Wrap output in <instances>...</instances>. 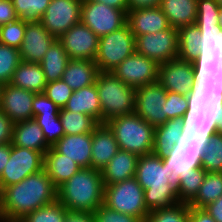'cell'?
Returning a JSON list of instances; mask_svg holds the SVG:
<instances>
[{
  "label": "cell",
  "instance_id": "53",
  "mask_svg": "<svg viewBox=\"0 0 222 222\" xmlns=\"http://www.w3.org/2000/svg\"><path fill=\"white\" fill-rule=\"evenodd\" d=\"M64 222H95V220L91 212L67 210Z\"/></svg>",
  "mask_w": 222,
  "mask_h": 222
},
{
  "label": "cell",
  "instance_id": "34",
  "mask_svg": "<svg viewBox=\"0 0 222 222\" xmlns=\"http://www.w3.org/2000/svg\"><path fill=\"white\" fill-rule=\"evenodd\" d=\"M222 196V172H207L196 197L188 204L203 208Z\"/></svg>",
  "mask_w": 222,
  "mask_h": 222
},
{
  "label": "cell",
  "instance_id": "15",
  "mask_svg": "<svg viewBox=\"0 0 222 222\" xmlns=\"http://www.w3.org/2000/svg\"><path fill=\"white\" fill-rule=\"evenodd\" d=\"M82 0H51L40 22L57 39L81 22Z\"/></svg>",
  "mask_w": 222,
  "mask_h": 222
},
{
  "label": "cell",
  "instance_id": "7",
  "mask_svg": "<svg viewBox=\"0 0 222 222\" xmlns=\"http://www.w3.org/2000/svg\"><path fill=\"white\" fill-rule=\"evenodd\" d=\"M217 51L212 36L196 24L178 28V59L203 67L216 66Z\"/></svg>",
  "mask_w": 222,
  "mask_h": 222
},
{
  "label": "cell",
  "instance_id": "10",
  "mask_svg": "<svg viewBox=\"0 0 222 222\" xmlns=\"http://www.w3.org/2000/svg\"><path fill=\"white\" fill-rule=\"evenodd\" d=\"M43 164L44 155L41 152L10 143V157L0 175V192L5 187L19 183L29 175L40 172Z\"/></svg>",
  "mask_w": 222,
  "mask_h": 222
},
{
  "label": "cell",
  "instance_id": "13",
  "mask_svg": "<svg viewBox=\"0 0 222 222\" xmlns=\"http://www.w3.org/2000/svg\"><path fill=\"white\" fill-rule=\"evenodd\" d=\"M167 91L157 81L135 89V113L154 128L167 121Z\"/></svg>",
  "mask_w": 222,
  "mask_h": 222
},
{
  "label": "cell",
  "instance_id": "3",
  "mask_svg": "<svg viewBox=\"0 0 222 222\" xmlns=\"http://www.w3.org/2000/svg\"><path fill=\"white\" fill-rule=\"evenodd\" d=\"M57 200L68 211L93 213L104 202L101 171L95 168H81L57 188Z\"/></svg>",
  "mask_w": 222,
  "mask_h": 222
},
{
  "label": "cell",
  "instance_id": "30",
  "mask_svg": "<svg viewBox=\"0 0 222 222\" xmlns=\"http://www.w3.org/2000/svg\"><path fill=\"white\" fill-rule=\"evenodd\" d=\"M9 84L35 93H43L47 82L40 63L21 61Z\"/></svg>",
  "mask_w": 222,
  "mask_h": 222
},
{
  "label": "cell",
  "instance_id": "33",
  "mask_svg": "<svg viewBox=\"0 0 222 222\" xmlns=\"http://www.w3.org/2000/svg\"><path fill=\"white\" fill-rule=\"evenodd\" d=\"M182 119H169L154 128L153 154L163 155L170 150L181 136Z\"/></svg>",
  "mask_w": 222,
  "mask_h": 222
},
{
  "label": "cell",
  "instance_id": "55",
  "mask_svg": "<svg viewBox=\"0 0 222 222\" xmlns=\"http://www.w3.org/2000/svg\"><path fill=\"white\" fill-rule=\"evenodd\" d=\"M161 0H127L128 10L159 7Z\"/></svg>",
  "mask_w": 222,
  "mask_h": 222
},
{
  "label": "cell",
  "instance_id": "1",
  "mask_svg": "<svg viewBox=\"0 0 222 222\" xmlns=\"http://www.w3.org/2000/svg\"><path fill=\"white\" fill-rule=\"evenodd\" d=\"M57 200V188L42 169L0 192V222H18Z\"/></svg>",
  "mask_w": 222,
  "mask_h": 222
},
{
  "label": "cell",
  "instance_id": "14",
  "mask_svg": "<svg viewBox=\"0 0 222 222\" xmlns=\"http://www.w3.org/2000/svg\"><path fill=\"white\" fill-rule=\"evenodd\" d=\"M218 66L204 67L193 79L187 96L188 108L182 119L181 135L191 136L198 121L207 89L219 77Z\"/></svg>",
  "mask_w": 222,
  "mask_h": 222
},
{
  "label": "cell",
  "instance_id": "28",
  "mask_svg": "<svg viewBox=\"0 0 222 222\" xmlns=\"http://www.w3.org/2000/svg\"><path fill=\"white\" fill-rule=\"evenodd\" d=\"M98 73L95 61L70 59L61 79L75 91L94 84Z\"/></svg>",
  "mask_w": 222,
  "mask_h": 222
},
{
  "label": "cell",
  "instance_id": "40",
  "mask_svg": "<svg viewBox=\"0 0 222 222\" xmlns=\"http://www.w3.org/2000/svg\"><path fill=\"white\" fill-rule=\"evenodd\" d=\"M145 222H189V205L178 203L168 208L150 211Z\"/></svg>",
  "mask_w": 222,
  "mask_h": 222
},
{
  "label": "cell",
  "instance_id": "26",
  "mask_svg": "<svg viewBox=\"0 0 222 222\" xmlns=\"http://www.w3.org/2000/svg\"><path fill=\"white\" fill-rule=\"evenodd\" d=\"M64 109L89 115L102 124V109L95 83L73 91Z\"/></svg>",
  "mask_w": 222,
  "mask_h": 222
},
{
  "label": "cell",
  "instance_id": "9",
  "mask_svg": "<svg viewBox=\"0 0 222 222\" xmlns=\"http://www.w3.org/2000/svg\"><path fill=\"white\" fill-rule=\"evenodd\" d=\"M135 52V36L126 23L120 29L99 37L95 58L100 72H111L125 58Z\"/></svg>",
  "mask_w": 222,
  "mask_h": 222
},
{
  "label": "cell",
  "instance_id": "45",
  "mask_svg": "<svg viewBox=\"0 0 222 222\" xmlns=\"http://www.w3.org/2000/svg\"><path fill=\"white\" fill-rule=\"evenodd\" d=\"M73 90L62 79L48 82L44 94L58 107L64 108Z\"/></svg>",
  "mask_w": 222,
  "mask_h": 222
},
{
  "label": "cell",
  "instance_id": "25",
  "mask_svg": "<svg viewBox=\"0 0 222 222\" xmlns=\"http://www.w3.org/2000/svg\"><path fill=\"white\" fill-rule=\"evenodd\" d=\"M43 169L58 188L69 180L81 167L74 160L59 153L54 147H50L44 154Z\"/></svg>",
  "mask_w": 222,
  "mask_h": 222
},
{
  "label": "cell",
  "instance_id": "54",
  "mask_svg": "<svg viewBox=\"0 0 222 222\" xmlns=\"http://www.w3.org/2000/svg\"><path fill=\"white\" fill-rule=\"evenodd\" d=\"M216 222H222V196L203 207Z\"/></svg>",
  "mask_w": 222,
  "mask_h": 222
},
{
  "label": "cell",
  "instance_id": "49",
  "mask_svg": "<svg viewBox=\"0 0 222 222\" xmlns=\"http://www.w3.org/2000/svg\"><path fill=\"white\" fill-rule=\"evenodd\" d=\"M216 133L217 127L195 126L187 144L207 145Z\"/></svg>",
  "mask_w": 222,
  "mask_h": 222
},
{
  "label": "cell",
  "instance_id": "47",
  "mask_svg": "<svg viewBox=\"0 0 222 222\" xmlns=\"http://www.w3.org/2000/svg\"><path fill=\"white\" fill-rule=\"evenodd\" d=\"M95 222H141L138 218L100 205L93 213Z\"/></svg>",
  "mask_w": 222,
  "mask_h": 222
},
{
  "label": "cell",
  "instance_id": "21",
  "mask_svg": "<svg viewBox=\"0 0 222 222\" xmlns=\"http://www.w3.org/2000/svg\"><path fill=\"white\" fill-rule=\"evenodd\" d=\"M126 23L134 36L154 34L170 27L160 7L128 10Z\"/></svg>",
  "mask_w": 222,
  "mask_h": 222
},
{
  "label": "cell",
  "instance_id": "56",
  "mask_svg": "<svg viewBox=\"0 0 222 222\" xmlns=\"http://www.w3.org/2000/svg\"><path fill=\"white\" fill-rule=\"evenodd\" d=\"M10 157V143L0 144V175L6 166Z\"/></svg>",
  "mask_w": 222,
  "mask_h": 222
},
{
  "label": "cell",
  "instance_id": "2",
  "mask_svg": "<svg viewBox=\"0 0 222 222\" xmlns=\"http://www.w3.org/2000/svg\"><path fill=\"white\" fill-rule=\"evenodd\" d=\"M134 178L144 189L145 205L150 211L179 203L177 192L168 183L167 165L160 155L139 156Z\"/></svg>",
  "mask_w": 222,
  "mask_h": 222
},
{
  "label": "cell",
  "instance_id": "43",
  "mask_svg": "<svg viewBox=\"0 0 222 222\" xmlns=\"http://www.w3.org/2000/svg\"><path fill=\"white\" fill-rule=\"evenodd\" d=\"M51 0H12L19 18L27 21H40Z\"/></svg>",
  "mask_w": 222,
  "mask_h": 222
},
{
  "label": "cell",
  "instance_id": "4",
  "mask_svg": "<svg viewBox=\"0 0 222 222\" xmlns=\"http://www.w3.org/2000/svg\"><path fill=\"white\" fill-rule=\"evenodd\" d=\"M95 84L102 109V124L111 118L135 113V88L112 72L99 71Z\"/></svg>",
  "mask_w": 222,
  "mask_h": 222
},
{
  "label": "cell",
  "instance_id": "19",
  "mask_svg": "<svg viewBox=\"0 0 222 222\" xmlns=\"http://www.w3.org/2000/svg\"><path fill=\"white\" fill-rule=\"evenodd\" d=\"M56 40L40 21H27L19 49L21 61L39 63Z\"/></svg>",
  "mask_w": 222,
  "mask_h": 222
},
{
  "label": "cell",
  "instance_id": "11",
  "mask_svg": "<svg viewBox=\"0 0 222 222\" xmlns=\"http://www.w3.org/2000/svg\"><path fill=\"white\" fill-rule=\"evenodd\" d=\"M128 9H116L104 3L82 0L81 22L98 37L123 27L127 22Z\"/></svg>",
  "mask_w": 222,
  "mask_h": 222
},
{
  "label": "cell",
  "instance_id": "51",
  "mask_svg": "<svg viewBox=\"0 0 222 222\" xmlns=\"http://www.w3.org/2000/svg\"><path fill=\"white\" fill-rule=\"evenodd\" d=\"M18 18L12 0H0V26L16 21Z\"/></svg>",
  "mask_w": 222,
  "mask_h": 222
},
{
  "label": "cell",
  "instance_id": "57",
  "mask_svg": "<svg viewBox=\"0 0 222 222\" xmlns=\"http://www.w3.org/2000/svg\"><path fill=\"white\" fill-rule=\"evenodd\" d=\"M218 21H219V29L212 36V42L217 48L222 46V6H219Z\"/></svg>",
  "mask_w": 222,
  "mask_h": 222
},
{
  "label": "cell",
  "instance_id": "29",
  "mask_svg": "<svg viewBox=\"0 0 222 222\" xmlns=\"http://www.w3.org/2000/svg\"><path fill=\"white\" fill-rule=\"evenodd\" d=\"M162 12L170 27L194 25L197 19V0H161Z\"/></svg>",
  "mask_w": 222,
  "mask_h": 222
},
{
  "label": "cell",
  "instance_id": "36",
  "mask_svg": "<svg viewBox=\"0 0 222 222\" xmlns=\"http://www.w3.org/2000/svg\"><path fill=\"white\" fill-rule=\"evenodd\" d=\"M219 5L215 0H197L196 25L213 36L219 29Z\"/></svg>",
  "mask_w": 222,
  "mask_h": 222
},
{
  "label": "cell",
  "instance_id": "32",
  "mask_svg": "<svg viewBox=\"0 0 222 222\" xmlns=\"http://www.w3.org/2000/svg\"><path fill=\"white\" fill-rule=\"evenodd\" d=\"M69 60L63 44L57 39L39 62L44 72L46 82L60 80Z\"/></svg>",
  "mask_w": 222,
  "mask_h": 222
},
{
  "label": "cell",
  "instance_id": "20",
  "mask_svg": "<svg viewBox=\"0 0 222 222\" xmlns=\"http://www.w3.org/2000/svg\"><path fill=\"white\" fill-rule=\"evenodd\" d=\"M35 94V92L12 86L9 83L3 85L0 109L14 124L34 119L32 102Z\"/></svg>",
  "mask_w": 222,
  "mask_h": 222
},
{
  "label": "cell",
  "instance_id": "46",
  "mask_svg": "<svg viewBox=\"0 0 222 222\" xmlns=\"http://www.w3.org/2000/svg\"><path fill=\"white\" fill-rule=\"evenodd\" d=\"M165 104L167 120L181 118L188 108L187 96L167 91Z\"/></svg>",
  "mask_w": 222,
  "mask_h": 222
},
{
  "label": "cell",
  "instance_id": "39",
  "mask_svg": "<svg viewBox=\"0 0 222 222\" xmlns=\"http://www.w3.org/2000/svg\"><path fill=\"white\" fill-rule=\"evenodd\" d=\"M201 167L206 172H222V134L216 133L207 143Z\"/></svg>",
  "mask_w": 222,
  "mask_h": 222
},
{
  "label": "cell",
  "instance_id": "52",
  "mask_svg": "<svg viewBox=\"0 0 222 222\" xmlns=\"http://www.w3.org/2000/svg\"><path fill=\"white\" fill-rule=\"evenodd\" d=\"M189 222H216L203 208L189 206Z\"/></svg>",
  "mask_w": 222,
  "mask_h": 222
},
{
  "label": "cell",
  "instance_id": "31",
  "mask_svg": "<svg viewBox=\"0 0 222 222\" xmlns=\"http://www.w3.org/2000/svg\"><path fill=\"white\" fill-rule=\"evenodd\" d=\"M196 126L217 127L222 113V78L219 76L207 89Z\"/></svg>",
  "mask_w": 222,
  "mask_h": 222
},
{
  "label": "cell",
  "instance_id": "42",
  "mask_svg": "<svg viewBox=\"0 0 222 222\" xmlns=\"http://www.w3.org/2000/svg\"><path fill=\"white\" fill-rule=\"evenodd\" d=\"M21 62L19 49L0 43V83H10L15 69Z\"/></svg>",
  "mask_w": 222,
  "mask_h": 222
},
{
  "label": "cell",
  "instance_id": "48",
  "mask_svg": "<svg viewBox=\"0 0 222 222\" xmlns=\"http://www.w3.org/2000/svg\"><path fill=\"white\" fill-rule=\"evenodd\" d=\"M32 111H33V116L37 114H44V115L59 114L60 107H58L43 92L35 94L32 102Z\"/></svg>",
  "mask_w": 222,
  "mask_h": 222
},
{
  "label": "cell",
  "instance_id": "18",
  "mask_svg": "<svg viewBox=\"0 0 222 222\" xmlns=\"http://www.w3.org/2000/svg\"><path fill=\"white\" fill-rule=\"evenodd\" d=\"M58 40L63 44L69 59L95 60L99 37L82 22L71 27Z\"/></svg>",
  "mask_w": 222,
  "mask_h": 222
},
{
  "label": "cell",
  "instance_id": "6",
  "mask_svg": "<svg viewBox=\"0 0 222 222\" xmlns=\"http://www.w3.org/2000/svg\"><path fill=\"white\" fill-rule=\"evenodd\" d=\"M104 205L119 213L134 216L145 222L150 210L144 201V189L135 178L104 185Z\"/></svg>",
  "mask_w": 222,
  "mask_h": 222
},
{
  "label": "cell",
  "instance_id": "59",
  "mask_svg": "<svg viewBox=\"0 0 222 222\" xmlns=\"http://www.w3.org/2000/svg\"><path fill=\"white\" fill-rule=\"evenodd\" d=\"M217 66L219 68V75L222 78V46L217 51Z\"/></svg>",
  "mask_w": 222,
  "mask_h": 222
},
{
  "label": "cell",
  "instance_id": "38",
  "mask_svg": "<svg viewBox=\"0 0 222 222\" xmlns=\"http://www.w3.org/2000/svg\"><path fill=\"white\" fill-rule=\"evenodd\" d=\"M67 209L58 201L42 206L18 222H64Z\"/></svg>",
  "mask_w": 222,
  "mask_h": 222
},
{
  "label": "cell",
  "instance_id": "37",
  "mask_svg": "<svg viewBox=\"0 0 222 222\" xmlns=\"http://www.w3.org/2000/svg\"><path fill=\"white\" fill-rule=\"evenodd\" d=\"M206 173L201 167L191 169L189 173L180 176L179 191L177 193L180 203L189 204L196 197Z\"/></svg>",
  "mask_w": 222,
  "mask_h": 222
},
{
  "label": "cell",
  "instance_id": "58",
  "mask_svg": "<svg viewBox=\"0 0 222 222\" xmlns=\"http://www.w3.org/2000/svg\"><path fill=\"white\" fill-rule=\"evenodd\" d=\"M93 2L104 3L110 7H114L116 9H128L127 0H87Z\"/></svg>",
  "mask_w": 222,
  "mask_h": 222
},
{
  "label": "cell",
  "instance_id": "22",
  "mask_svg": "<svg viewBox=\"0 0 222 222\" xmlns=\"http://www.w3.org/2000/svg\"><path fill=\"white\" fill-rule=\"evenodd\" d=\"M114 134L103 123L92 132L91 168L102 170L119 151Z\"/></svg>",
  "mask_w": 222,
  "mask_h": 222
},
{
  "label": "cell",
  "instance_id": "41",
  "mask_svg": "<svg viewBox=\"0 0 222 222\" xmlns=\"http://www.w3.org/2000/svg\"><path fill=\"white\" fill-rule=\"evenodd\" d=\"M34 119L42 129L49 147H53L65 135L59 114H37Z\"/></svg>",
  "mask_w": 222,
  "mask_h": 222
},
{
  "label": "cell",
  "instance_id": "62",
  "mask_svg": "<svg viewBox=\"0 0 222 222\" xmlns=\"http://www.w3.org/2000/svg\"><path fill=\"white\" fill-rule=\"evenodd\" d=\"M219 6H222V0H215Z\"/></svg>",
  "mask_w": 222,
  "mask_h": 222
},
{
  "label": "cell",
  "instance_id": "44",
  "mask_svg": "<svg viewBox=\"0 0 222 222\" xmlns=\"http://www.w3.org/2000/svg\"><path fill=\"white\" fill-rule=\"evenodd\" d=\"M26 25L27 20L18 18L16 21L0 26V43L20 49L24 39Z\"/></svg>",
  "mask_w": 222,
  "mask_h": 222
},
{
  "label": "cell",
  "instance_id": "35",
  "mask_svg": "<svg viewBox=\"0 0 222 222\" xmlns=\"http://www.w3.org/2000/svg\"><path fill=\"white\" fill-rule=\"evenodd\" d=\"M59 118L64 132L67 135L92 133L99 125V123L89 115L71 112L64 108H60Z\"/></svg>",
  "mask_w": 222,
  "mask_h": 222
},
{
  "label": "cell",
  "instance_id": "27",
  "mask_svg": "<svg viewBox=\"0 0 222 222\" xmlns=\"http://www.w3.org/2000/svg\"><path fill=\"white\" fill-rule=\"evenodd\" d=\"M12 145L37 150L43 155L50 148L46 144L42 129L35 119L25 120L13 125Z\"/></svg>",
  "mask_w": 222,
  "mask_h": 222
},
{
  "label": "cell",
  "instance_id": "16",
  "mask_svg": "<svg viewBox=\"0 0 222 222\" xmlns=\"http://www.w3.org/2000/svg\"><path fill=\"white\" fill-rule=\"evenodd\" d=\"M204 67L191 61L180 59L159 64L158 82L166 91L187 95L194 77Z\"/></svg>",
  "mask_w": 222,
  "mask_h": 222
},
{
  "label": "cell",
  "instance_id": "60",
  "mask_svg": "<svg viewBox=\"0 0 222 222\" xmlns=\"http://www.w3.org/2000/svg\"><path fill=\"white\" fill-rule=\"evenodd\" d=\"M217 133L222 134V113L217 123Z\"/></svg>",
  "mask_w": 222,
  "mask_h": 222
},
{
  "label": "cell",
  "instance_id": "5",
  "mask_svg": "<svg viewBox=\"0 0 222 222\" xmlns=\"http://www.w3.org/2000/svg\"><path fill=\"white\" fill-rule=\"evenodd\" d=\"M105 124L114 134L121 150L138 156L153 152L154 127L136 113L111 118Z\"/></svg>",
  "mask_w": 222,
  "mask_h": 222
},
{
  "label": "cell",
  "instance_id": "23",
  "mask_svg": "<svg viewBox=\"0 0 222 222\" xmlns=\"http://www.w3.org/2000/svg\"><path fill=\"white\" fill-rule=\"evenodd\" d=\"M53 147L81 168H91L92 133L65 134Z\"/></svg>",
  "mask_w": 222,
  "mask_h": 222
},
{
  "label": "cell",
  "instance_id": "8",
  "mask_svg": "<svg viewBox=\"0 0 222 222\" xmlns=\"http://www.w3.org/2000/svg\"><path fill=\"white\" fill-rule=\"evenodd\" d=\"M190 136L181 135L174 146L167 153L161 155L167 165L168 183L178 193L180 176L189 173V170L201 168L202 156L206 145L187 144Z\"/></svg>",
  "mask_w": 222,
  "mask_h": 222
},
{
  "label": "cell",
  "instance_id": "61",
  "mask_svg": "<svg viewBox=\"0 0 222 222\" xmlns=\"http://www.w3.org/2000/svg\"><path fill=\"white\" fill-rule=\"evenodd\" d=\"M3 85L0 83V104H1V91H2Z\"/></svg>",
  "mask_w": 222,
  "mask_h": 222
},
{
  "label": "cell",
  "instance_id": "24",
  "mask_svg": "<svg viewBox=\"0 0 222 222\" xmlns=\"http://www.w3.org/2000/svg\"><path fill=\"white\" fill-rule=\"evenodd\" d=\"M139 156L119 149L116 155L101 170L104 185L115 184L134 178Z\"/></svg>",
  "mask_w": 222,
  "mask_h": 222
},
{
  "label": "cell",
  "instance_id": "12",
  "mask_svg": "<svg viewBox=\"0 0 222 222\" xmlns=\"http://www.w3.org/2000/svg\"><path fill=\"white\" fill-rule=\"evenodd\" d=\"M135 52L156 61L166 63L178 58V29L169 27L154 34L135 36Z\"/></svg>",
  "mask_w": 222,
  "mask_h": 222
},
{
  "label": "cell",
  "instance_id": "17",
  "mask_svg": "<svg viewBox=\"0 0 222 222\" xmlns=\"http://www.w3.org/2000/svg\"><path fill=\"white\" fill-rule=\"evenodd\" d=\"M111 72L121 81L136 89L158 81L159 64L134 52Z\"/></svg>",
  "mask_w": 222,
  "mask_h": 222
},
{
  "label": "cell",
  "instance_id": "50",
  "mask_svg": "<svg viewBox=\"0 0 222 222\" xmlns=\"http://www.w3.org/2000/svg\"><path fill=\"white\" fill-rule=\"evenodd\" d=\"M13 125L11 119L0 109V144L12 142Z\"/></svg>",
  "mask_w": 222,
  "mask_h": 222
}]
</instances>
